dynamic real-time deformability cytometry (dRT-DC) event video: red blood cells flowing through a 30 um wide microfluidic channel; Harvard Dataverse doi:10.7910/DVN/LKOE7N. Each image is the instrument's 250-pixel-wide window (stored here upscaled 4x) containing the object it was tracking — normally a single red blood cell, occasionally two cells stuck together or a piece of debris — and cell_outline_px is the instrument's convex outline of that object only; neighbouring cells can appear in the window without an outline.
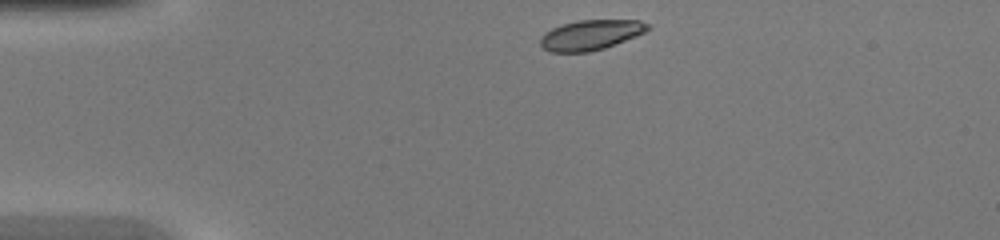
{"species": "common noctule bat (a hibernating species)", "species_latin": "Nyctalus noctula", "temperature_condition": "warm", "stored_images_in_passage": 37, "camera_frame_rate_fps": 3000, "um_per_image_px": 0.085, "animal": {"sex": "female", "body_mass_g": 20.0, "forearm_length_mm": 54.0}, "frame": {"image": 1, "passage_image": 1, "time_ms": 0.0, "image_size_px": [1000, 240], "cell_outline_px": [[652, 28], [636, 36], [604, 48], [588, 52], [552, 52], [544, 48], [540, 44], [540, 36], [552, 28], [564, 24], [580, 20], [640, 20], [648, 24]], "centroid_in_image_um": [50.22, 2.97], "position_along_channel_um": 34.8, "area_um2": 18.67}}
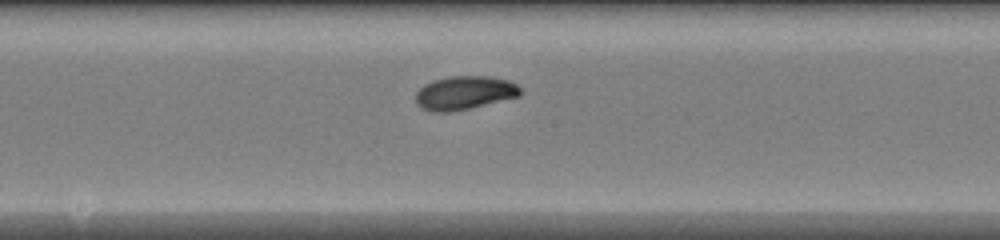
{"frame": {"image": 2, "passage_image": 16, "time_ms": 5.0, "image_size_px": [1000, 240], "cell_outline_px": [[520, 96], [468, 108], [448, 112], [432, 112], [420, 108], [416, 104], [416, 92], [424, 84], [432, 80], [452, 76], [488, 76], [508, 80], [516, 84], [520, 88]], "centroid_in_image_um": [39.44, 7.89], "position_along_channel_um": 208.8, "area_um2": 20.4}}
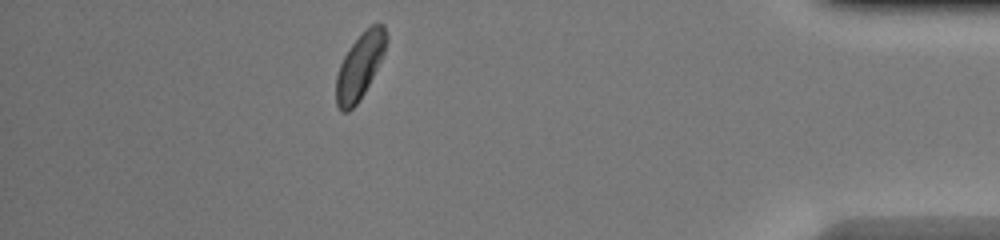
{"frame": {"image": 3, "passage_image": 32, "time_ms": 10.333, "image_size_px": [1000, 240], "cell_outline_px": [[388, 40], [384, 52], [360, 100], [348, 112], [340, 112], [336, 104], [336, 76], [340, 64], [344, 56], [352, 44], [372, 24], [384, 24], [388, 36]], "centroid_in_image_um": [30.57, 5.64], "position_along_channel_um": 404.6, "area_um2": 18.79}}